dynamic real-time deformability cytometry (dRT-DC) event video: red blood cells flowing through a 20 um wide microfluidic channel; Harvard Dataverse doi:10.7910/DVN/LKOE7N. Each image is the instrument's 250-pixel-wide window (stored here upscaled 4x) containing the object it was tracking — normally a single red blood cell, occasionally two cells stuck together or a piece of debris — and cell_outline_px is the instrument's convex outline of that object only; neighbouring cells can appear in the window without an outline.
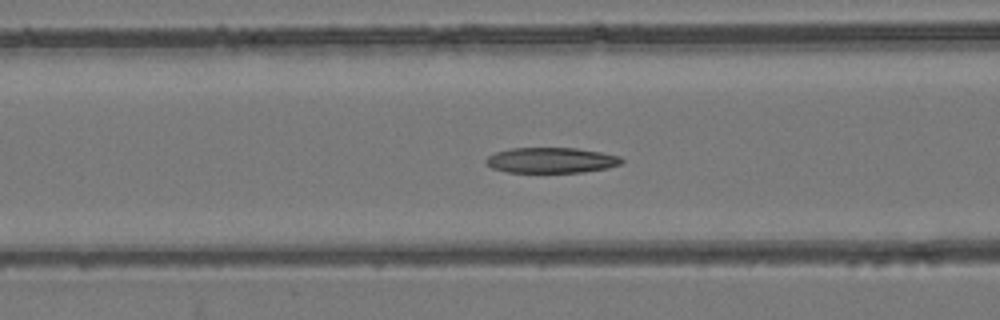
{"species": "common noctule bat (a hibernating species)", "species_latin": "Nyctalus noctula", "temperature_condition": "room temperature", "stored_images_in_passage": 54, "camera_frame_rate_fps": 3000, "um_per_image_px": 0.085, "animal": {"sex": "female", "body_mass_g": 24.6, "forearm_length_mm": 56.2}, "frame": {"image": 1, "passage_image": 22, "time_ms": 7.0, "image_size_px": [1000, 320], "cell_outline_px": [[624, 160], [620, 164], [608, 168], [584, 172], [508, 172], [492, 168], [484, 160], [488, 156], [496, 152], [512, 148], [576, 148], [600, 152], [620, 156]], "centroid_in_image_um": [46.87, 13.62], "position_along_channel_um": 119.7, "area_um2": 20.06}}
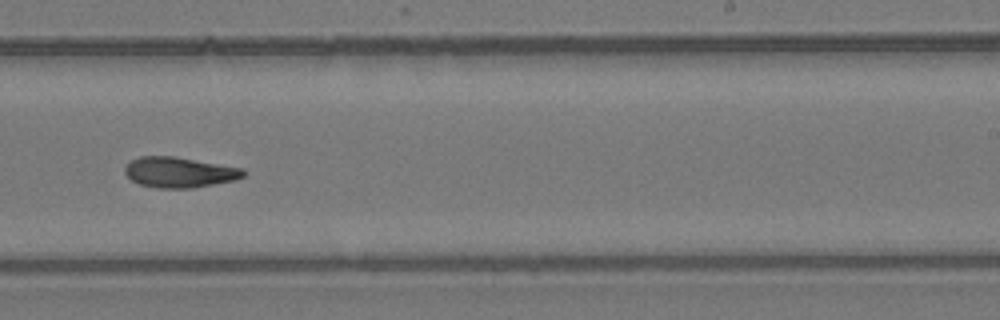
{"frame": {"image": 2, "passage_image": 34, "time_ms": 11.0, "image_size_px": [1000, 320], "cell_outline_px": [[244, 176], [236, 180], [192, 188], [156, 188], [140, 184], [132, 180], [124, 172], [124, 168], [132, 160], [140, 156], [172, 156], [244, 168]], "centroid_in_image_um": [15.25, 14.65], "position_along_channel_um": 273.7, "area_um2": 20.92}}
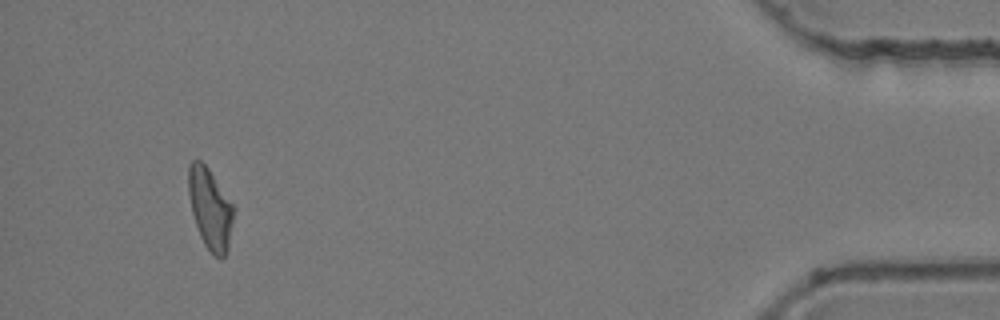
{"frame": {"image": 3, "passage_image": 51, "time_ms": 16.667, "image_size_px": [1000, 320], "cell_outline_px": [[236, 208], [228, 248], [224, 256], [216, 256], [204, 244], [200, 236], [192, 212], [188, 192], [188, 164], [192, 160], [200, 160], [208, 168]], "centroid_in_image_um": [17.87, 17.7], "position_along_channel_um": 417.3, "area_um2": 21.21}, "authors_computed_cell_mechanics": {"area_um2": 21.2126, "velocity_mm_per_s": 3.8527, "shape_relaxation_time_tau1_ms": null, "shape_relaxation_time_tau2_ms": 4.5538, "deformation_change_tau1": null, "deformation_change_tau2": 0.1256}}